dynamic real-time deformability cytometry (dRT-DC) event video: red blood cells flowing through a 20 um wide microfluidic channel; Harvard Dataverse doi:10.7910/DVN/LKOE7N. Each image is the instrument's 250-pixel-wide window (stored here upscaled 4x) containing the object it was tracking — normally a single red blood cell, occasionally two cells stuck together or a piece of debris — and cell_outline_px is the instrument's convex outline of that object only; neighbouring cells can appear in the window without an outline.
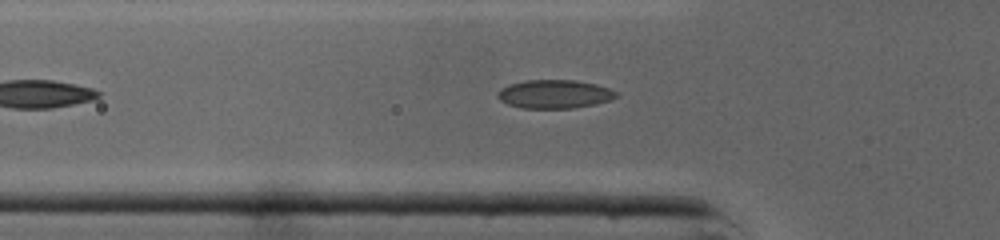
{"species": "common noctule bat (a hibernating species)", "species_latin": "Nyctalus noctula", "temperature_condition": "cold", "stored_images_in_passage": 39, "camera_frame_rate_fps": 3000, "um_per_image_px": 0.085, "animal": {"sex": "male", "body_mass_g": 19.0, "forearm_length_mm": 50.8}, "frame": {"image": 1, "passage_image": 8, "time_ms": 2.333, "image_size_px": [1000, 240], "cell_outline_px": [[620, 96], [612, 100], [596, 104], [572, 108], [520, 108], [508, 104], [500, 100], [496, 96], [496, 92], [500, 88], [508, 84], [528, 80], [572, 80], [596, 84], [608, 88], [616, 92]], "centroid_in_image_um": [47.12, 8.0], "position_along_channel_um": 78.7, "area_um2": 19.88}}
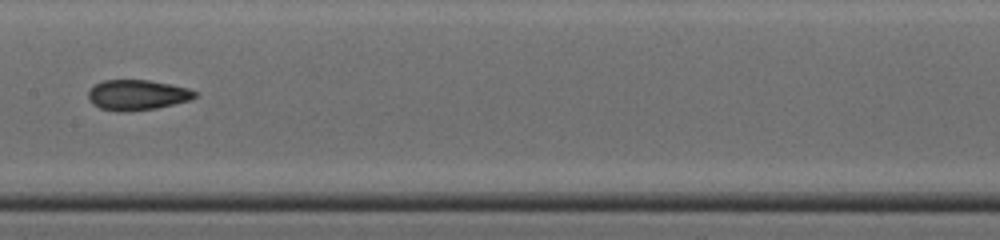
{"frame": {"image": 2, "passage_image": 16, "time_ms": 5.0, "image_size_px": [1000, 240], "cell_outline_px": [[200, 92], [192, 100], [156, 108], [124, 112], [120, 112], [100, 108], [92, 104], [88, 100], [88, 92], [96, 84], [104, 80], [148, 80], [188, 88]], "centroid_in_image_um": [11.68, 8.08], "position_along_channel_um": 195.7, "area_um2": 18.9}}
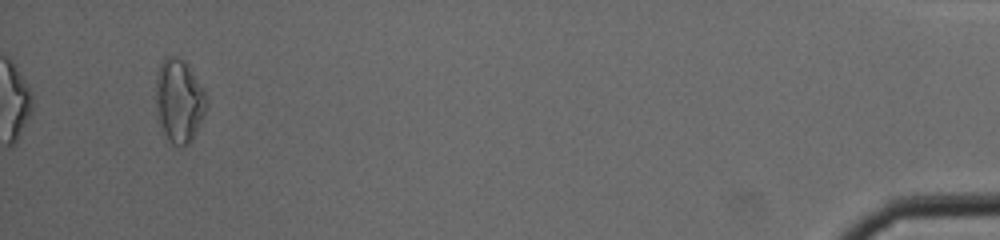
{"frame": {"image": 3, "passage_image": 37, "time_ms": 12.0, "image_size_px": [1000, 240], "cell_outline_px": [[208, 108], [192, 140], [188, 144], [180, 148], [172, 144], [168, 140], [160, 128], [156, 116], [156, 72], [160, 64], [168, 56], [176, 56], [184, 60], [208, 96]], "centroid_in_image_um": [15.22, 8.61], "position_along_channel_um": 420.0, "area_um2": 25.14}, "authors_computed_cell_mechanics": {"area_um2": 18.9584, "velocity_mm_per_s": 4.3883, "shape_relaxation_time_tau1_ms": null, "shape_relaxation_time_tau2_ms": 2.9069, "deformation_change_tau1": null, "deformation_change_tau2": 0.0849}}